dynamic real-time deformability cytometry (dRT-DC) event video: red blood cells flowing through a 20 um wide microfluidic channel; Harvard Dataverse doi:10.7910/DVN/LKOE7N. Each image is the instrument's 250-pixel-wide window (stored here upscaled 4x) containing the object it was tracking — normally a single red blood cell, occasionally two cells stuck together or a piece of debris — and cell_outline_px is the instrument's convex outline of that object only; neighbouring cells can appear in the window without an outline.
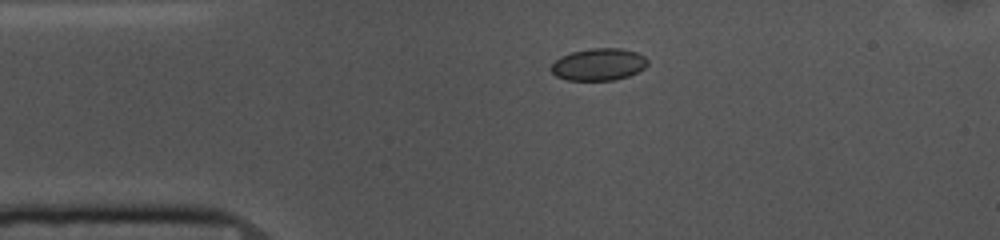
{"species": "common noctule bat (a hibernating species)", "species_latin": "Nyctalus noctula", "temperature_condition": "cold", "stored_images_in_passage": 38, "camera_frame_rate_fps": 3000, "um_per_image_px": 0.085, "animal": {"sex": "female", "body_mass_g": 10.0, "forearm_length_mm": 53.1}, "frame": {"image": 1, "passage_image": 1, "time_ms": 0.0, "image_size_px": [1000, 240], "cell_outline_px": [[648, 64], [644, 68], [628, 76], [612, 80], [568, 80], [556, 76], [552, 72], [552, 64], [560, 56], [572, 52], [592, 48], [624, 48], [636, 52], [644, 56], [648, 60]], "centroid_in_image_um": [50.9, 5.47], "position_along_channel_um": 34.1, "area_um2": 17.98}}
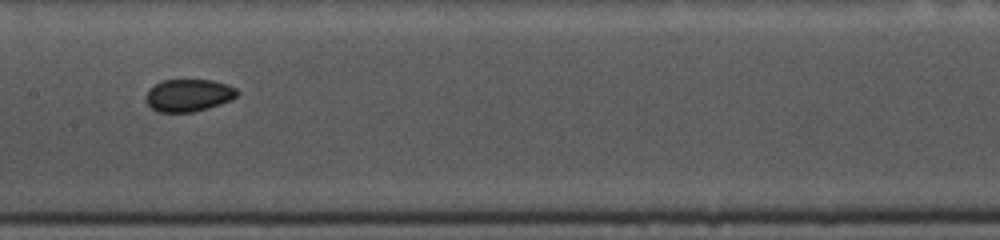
{"frame": {"image": 2, "passage_image": 16, "time_ms": 5.0, "image_size_px": [1000, 240], "cell_outline_px": [[240, 92], [232, 100], [208, 108], [192, 112], [160, 112], [152, 108], [148, 104], [144, 96], [148, 88], [164, 80], [212, 80], [228, 84], [236, 88]], "centroid_in_image_um": [16.04, 8.09], "position_along_channel_um": 191.4, "area_um2": 17.34}}
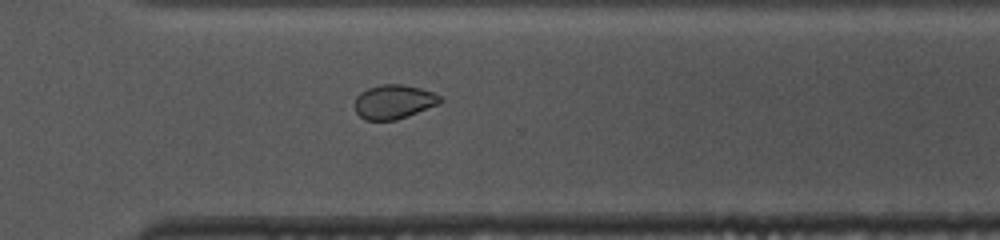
{"frame": {"image": 3, "passage_image": 28, "time_ms": 9.0, "image_size_px": [1000, 240], "cell_outline_px": [[444, 100], [440, 104], [396, 120], [364, 120], [356, 112], [352, 104], [356, 96], [360, 92], [368, 88], [380, 84], [404, 84], [436, 92]], "centroid_in_image_um": [33.47, 8.64], "position_along_channel_um": 337.1, "area_um2": 17.4}, "authors_computed_cell_mechanics": {"area_um2": 17.6868, "velocity_mm_per_s": 3.6542, "shape_relaxation_time_tau1_ms": 4.7726, "shape_relaxation_time_tau2_ms": 2.939, "deformation_change_tau1": 0.069, "deformation_change_tau2": 0.0525}}